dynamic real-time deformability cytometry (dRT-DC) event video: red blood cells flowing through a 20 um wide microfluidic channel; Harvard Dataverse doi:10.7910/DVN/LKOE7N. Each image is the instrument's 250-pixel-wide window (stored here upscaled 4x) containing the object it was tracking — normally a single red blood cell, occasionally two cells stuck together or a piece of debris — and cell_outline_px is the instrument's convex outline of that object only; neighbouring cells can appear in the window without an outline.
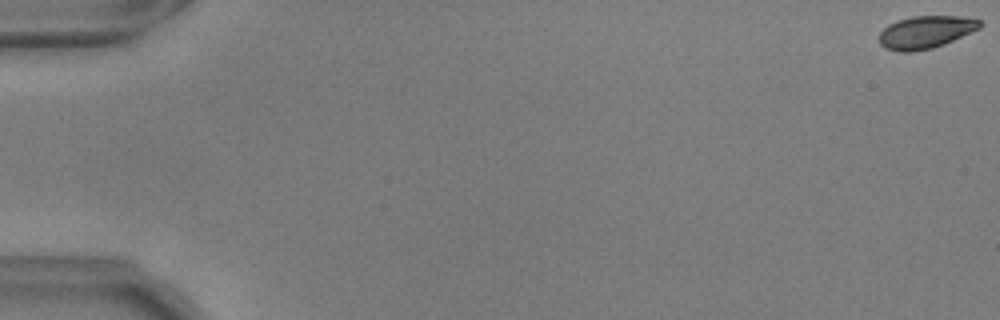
{"species": "common noctule bat (a hibernating species)", "species_latin": "Nyctalus noctula", "temperature_condition": "warm", "stored_images_in_passage": 57, "camera_frame_rate_fps": 3000, "um_per_image_px": 0.085, "animal": {"sex": "male", "body_mass_g": 17.9, "forearm_length_mm": 54.2}, "frame": {"image": 1, "passage_image": 1, "time_ms": 0.0, "image_size_px": [1000, 320], "cell_outline_px": [[984, 24], [980, 28], [944, 44], [932, 48], [912, 52], [900, 52], [884, 48], [880, 44], [880, 32], [888, 24], [896, 20], [912, 16], [960, 16], [980, 20]], "centroid_in_image_um": [78.67, 2.73], "position_along_channel_um": 6.3, "area_um2": 19.19}}
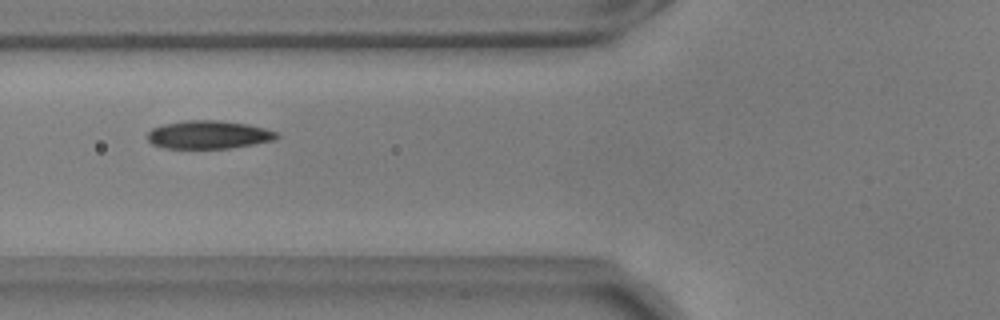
{"frame": {"image": 2, "passage_image": 23, "time_ms": 7.333, "image_size_px": [1000, 320], "cell_outline_px": [[280, 136], [276, 140], [228, 148], [164, 148], [152, 144], [148, 140], [148, 132], [152, 128], [164, 124], [184, 120], [216, 120], [248, 124], [264, 128], [276, 132]], "centroid_in_image_um": [17.72, 11.44], "position_along_channel_um": 108.1, "area_um2": 21.15}}
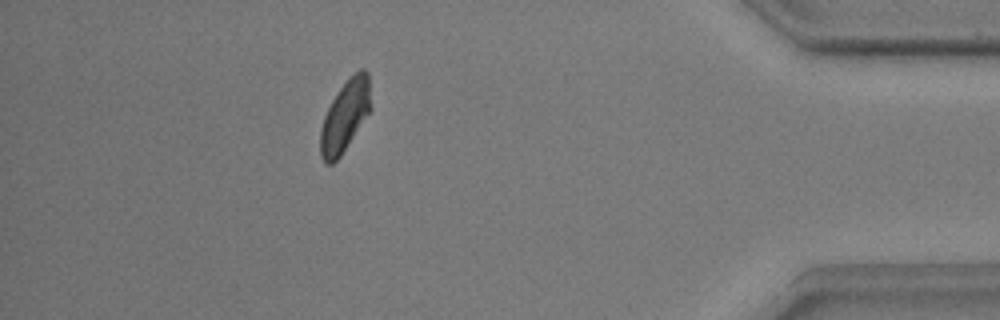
{"frame": {"image": 3, "passage_image": 51, "time_ms": 16.667, "image_size_px": [1000, 320], "cell_outline_px": [[372, 108], [340, 156], [332, 164], [324, 164], [320, 156], [320, 128], [324, 116], [332, 100], [340, 88], [360, 68], [364, 68], [368, 72]], "centroid_in_image_um": [29.32, 9.87], "position_along_channel_um": 405.9, "area_um2": 20.81}, "authors_computed_cell_mechanics": {"area_um2": 20.808, "velocity_mm_per_s": 3.6443, "shape_relaxation_time_tau1_ms": 2.9576, "shape_relaxation_time_tau2_ms": 2.421, "deformation_change_tau1": 0.1191, "deformation_change_tau2": 0.0538}}